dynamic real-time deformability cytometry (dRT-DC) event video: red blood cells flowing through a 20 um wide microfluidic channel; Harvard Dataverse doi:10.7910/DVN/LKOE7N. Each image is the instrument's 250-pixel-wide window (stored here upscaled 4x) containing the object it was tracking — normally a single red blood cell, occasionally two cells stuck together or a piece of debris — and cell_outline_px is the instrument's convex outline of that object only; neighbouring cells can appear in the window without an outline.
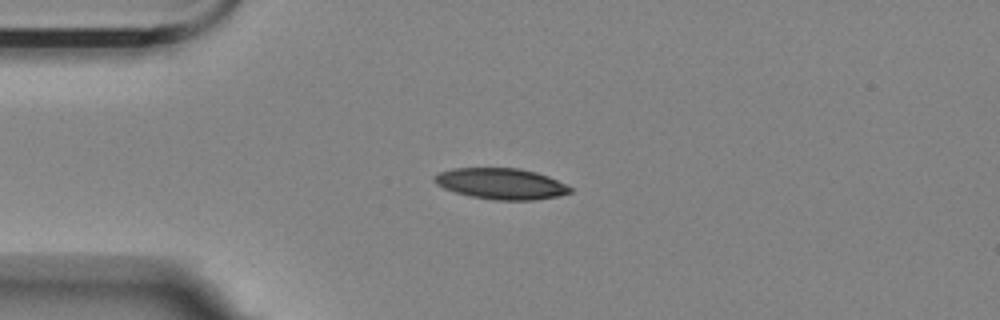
{"species": "Egyptian fruit bat (a non-hibernating species)", "species_latin": "Rousettus aegyptiacus", "temperature_condition": "room temperature", "stored_images_in_passage": 8, "camera_frame_rate_fps": 3000, "um_per_image_px": 0.085, "animal": {"sex": "female"}, "frame": {"image": 1, "passage_image": 1, "time_ms": 0.0, "image_size_px": [1000, 320], "cell_outline_px": [[572, 192], [556, 196], [532, 200], [496, 200], [472, 196], [456, 192], [444, 188], [436, 184], [432, 180], [440, 172], [452, 168], [520, 168], [536, 172], [548, 176], [572, 188]], "centroid_in_image_um": [42.58, 15.61], "position_along_channel_um": 42.4, "area_um2": 24.28}}
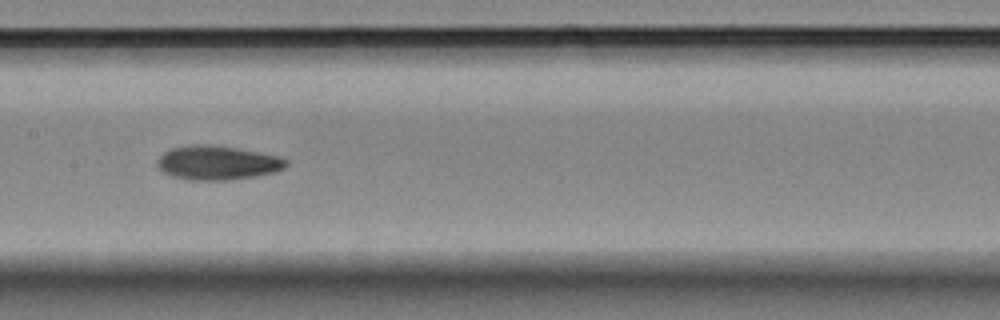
{"frame": {"image": 2, "passage_image": 5, "time_ms": 1.333, "image_size_px": [1000, 320], "cell_outline_px": [[288, 164], [284, 168], [272, 172], [256, 176], [228, 180], [188, 180], [172, 176], [164, 172], [156, 164], [156, 160], [164, 152], [172, 148], [192, 144], [208, 144], [236, 148], [280, 156], [288, 160]], "centroid_in_image_um": [18.47, 13.83], "position_along_channel_um": 188.9, "area_um2": 25.61}}
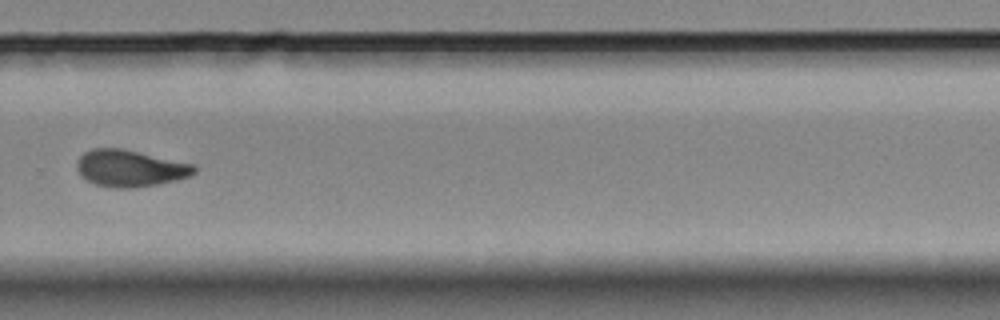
{"frame": {"image": 3, "passage_image": 8, "time_ms": 2.333, "image_size_px": [1000, 320], "cell_outline_px": [[196, 172], [188, 176], [176, 180], [160, 184], [132, 188], [112, 188], [96, 184], [80, 176], [76, 168], [76, 160], [84, 152], [92, 148], [120, 148], [192, 164], [196, 168]], "centroid_in_image_um": [11.0, 14.31], "position_along_channel_um": 318.8, "area_um2": 25.03}}